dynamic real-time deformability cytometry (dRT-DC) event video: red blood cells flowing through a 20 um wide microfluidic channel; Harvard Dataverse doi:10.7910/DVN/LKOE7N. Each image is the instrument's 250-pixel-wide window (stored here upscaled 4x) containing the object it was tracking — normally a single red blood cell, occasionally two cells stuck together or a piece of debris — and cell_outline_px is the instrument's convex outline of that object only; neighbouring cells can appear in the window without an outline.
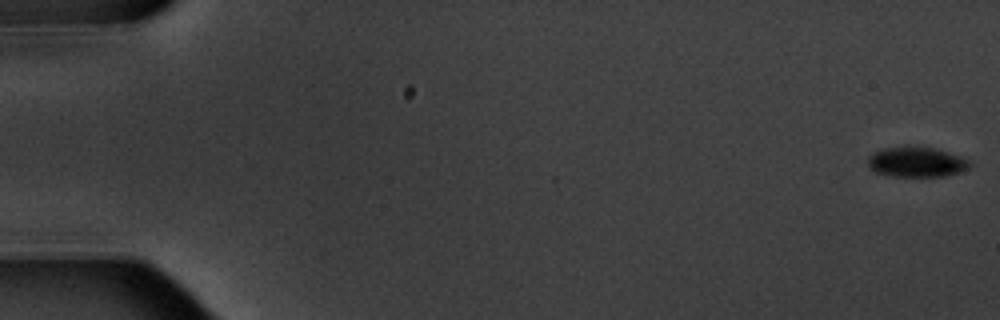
{"species": "common noctule bat (a hibernating species)", "species_latin": "Nyctalus noctula", "temperature_condition": "warm", "stored_images_in_passage": 6, "camera_frame_rate_fps": 3000, "um_per_image_px": 0.085, "animal": {"sex": "male", "body_mass_g": 20.1, "forearm_length_mm": 53.5}, "frame": {"image": 1, "passage_image": 1, "time_ms": 0.0, "image_size_px": [1000, 320], "cell_outline_px": [[972, 164], [968, 168], [944, 176], [892, 176], [876, 172], [868, 164], [868, 156], [872, 152], [884, 148], [936, 148], [960, 156], [968, 160]], "centroid_in_image_um": [77.89, 13.78], "position_along_channel_um": 7.1, "area_um2": 17.34}}